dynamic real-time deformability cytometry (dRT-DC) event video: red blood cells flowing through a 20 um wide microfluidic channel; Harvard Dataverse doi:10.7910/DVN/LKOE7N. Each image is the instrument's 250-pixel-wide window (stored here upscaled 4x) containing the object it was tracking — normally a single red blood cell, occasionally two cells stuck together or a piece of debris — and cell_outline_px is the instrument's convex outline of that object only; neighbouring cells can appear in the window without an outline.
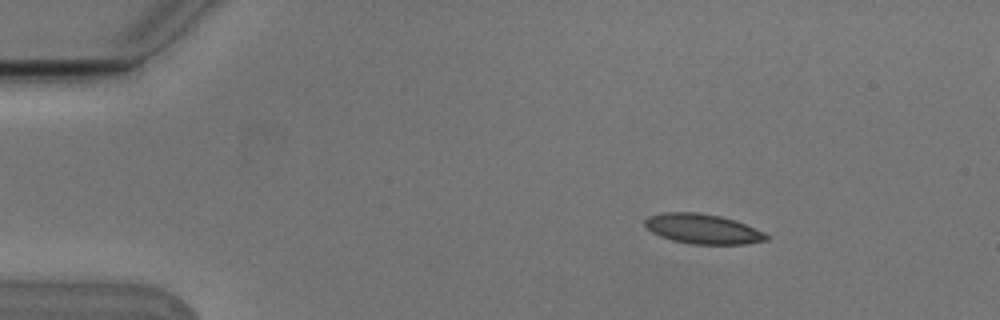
{"species": "Egyptian fruit bat (a non-hibernating species)", "species_latin": "Rousettus aegyptiacus", "temperature_condition": "cold", "stored_images_in_passage": 4, "camera_frame_rate_fps": 3000, "um_per_image_px": 0.085, "animal": {"sex": "male"}, "frame": {"image": 1, "passage_image": 2, "time_ms": 0.333, "image_size_px": [1000, 320], "cell_outline_px": [[768, 240], [744, 244], [692, 244], [672, 240], [660, 236], [652, 232], [644, 224], [644, 220], [648, 216], [664, 212], [696, 212], [720, 216], [736, 220], [764, 232], [768, 236]], "centroid_in_image_um": [59.73, 19.45], "position_along_channel_um": 25.3, "area_um2": 21.1}}